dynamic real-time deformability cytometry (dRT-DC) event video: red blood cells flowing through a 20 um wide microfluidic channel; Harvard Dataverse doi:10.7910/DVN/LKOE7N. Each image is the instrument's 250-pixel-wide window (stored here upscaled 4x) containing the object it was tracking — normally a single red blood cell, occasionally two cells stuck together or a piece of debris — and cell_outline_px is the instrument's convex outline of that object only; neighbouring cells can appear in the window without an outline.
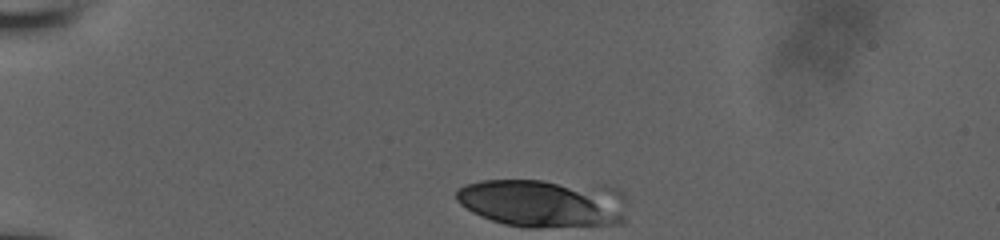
{"species": "human", "species_latin": "Homo sapiens", "temperature_condition": "room temperature", "stored_images_in_passage": 34, "camera_frame_rate_fps": 3000, "um_per_image_px": 0.085, "donor": {"sex": "male"}, "frame": {"image": 1, "passage_image": 1, "time_ms": 0.0, "image_size_px": [1000, 240], "cell_outline_px": [[596, 208], [592, 224], [508, 224], [484, 216], [468, 208], [456, 196], [456, 192], [460, 188], [468, 184], [488, 180], [536, 180], [556, 184], [588, 200]], "centroid_in_image_um": [44.76, 17.22], "position_along_channel_um": 40.2, "area_um2": 34.91}}
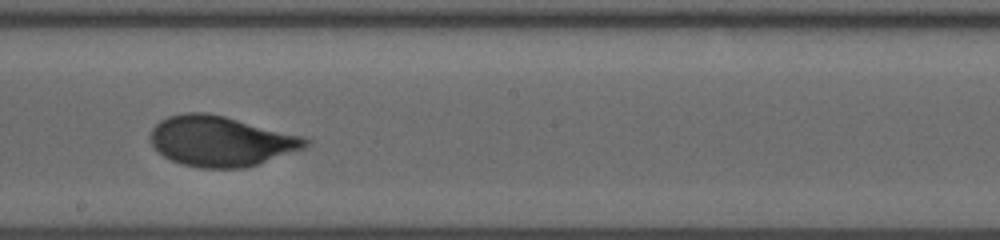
{"frame": {"image": 2, "passage_image": 20, "time_ms": 6.333, "image_size_px": [1000, 240], "cell_outline_px": [[304, 144], [252, 164], [188, 164], [176, 160], [160, 152], [156, 148], [152, 140], [152, 132], [164, 120], [172, 116], [220, 116], [304, 140]], "centroid_in_image_um": [18.58, 11.97], "position_along_channel_um": 229.6, "area_um2": 38.61}}
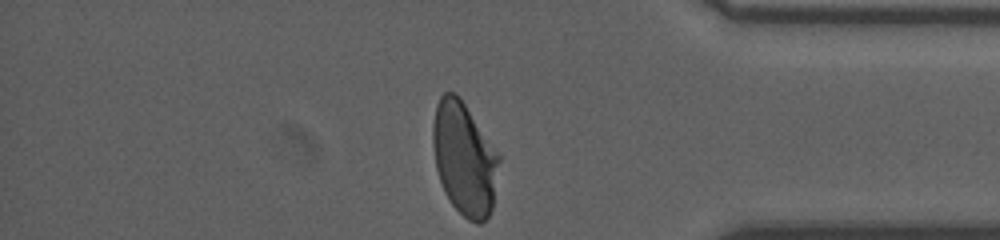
{"frame": {"image": 3, "passage_image": 34, "time_ms": 11.0, "image_size_px": [1000, 240], "cell_outline_px": [[496, 160], [492, 204], [488, 216], [484, 220], [472, 220], [464, 216], [452, 204], [440, 180], [436, 164], [436, 108], [444, 92], [452, 92], [460, 100], [496, 156]], "centroid_in_image_um": [39.43, 13.56], "position_along_channel_um": 395.8, "area_um2": 39.19}, "authors_computed_cell_mechanics": {"area_um2": 39.5352, "velocity_mm_per_s": 3.9331, "shape_relaxation_time_tau1_ms": 3.6147, "shape_relaxation_time_tau2_ms": null, "deformation_change_tau1": 0.1813, "deformation_change_tau2": null}}